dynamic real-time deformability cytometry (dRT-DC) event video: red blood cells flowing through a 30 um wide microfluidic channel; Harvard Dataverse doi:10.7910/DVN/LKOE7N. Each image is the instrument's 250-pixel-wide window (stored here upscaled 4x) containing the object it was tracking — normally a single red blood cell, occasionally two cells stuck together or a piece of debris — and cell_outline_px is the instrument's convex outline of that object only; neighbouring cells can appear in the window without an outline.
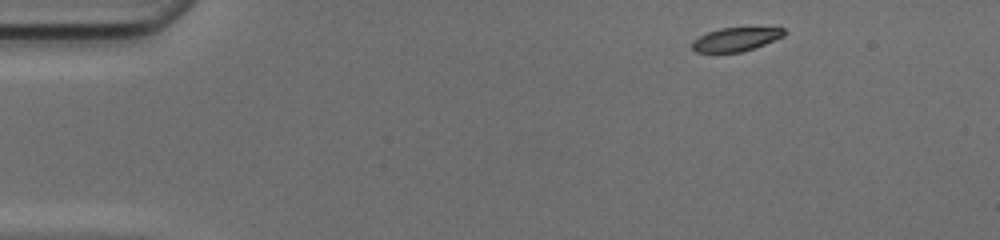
{"species": "common noctule bat (a hibernating species)", "species_latin": "Nyctalus noctula", "temperature_condition": "cold", "stored_images_in_passage": 44, "camera_frame_rate_fps": 3000, "um_per_image_px": 0.085, "animal": {"sex": "female", "body_mass_g": 17.0, "forearm_length_mm": 48.0}, "frame": {"image": 1, "passage_image": 1, "time_ms": 0.0, "image_size_px": [1000, 240], "cell_outline_px": [[788, 32], [784, 36], [764, 44], [740, 52], [696, 52], [692, 48], [692, 40], [708, 32], [720, 28], [784, 28]], "centroid_in_image_um": [62.54, 3.34], "position_along_channel_um": 22.5, "area_um2": 12.48}}
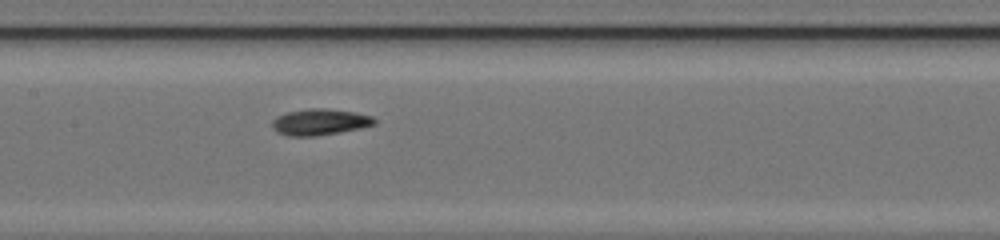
{"frame": {"image": 2, "passage_image": 19, "time_ms": 6.0, "image_size_px": [1000, 240], "cell_outline_px": [[376, 124], [360, 128], [340, 132], [316, 136], [288, 136], [276, 132], [272, 128], [272, 120], [276, 116], [288, 112], [308, 108], [324, 108], [356, 112], [372, 116], [376, 120]], "centroid_in_image_um": [27.17, 10.37], "position_along_channel_um": 180.2, "area_um2": 15.78}}
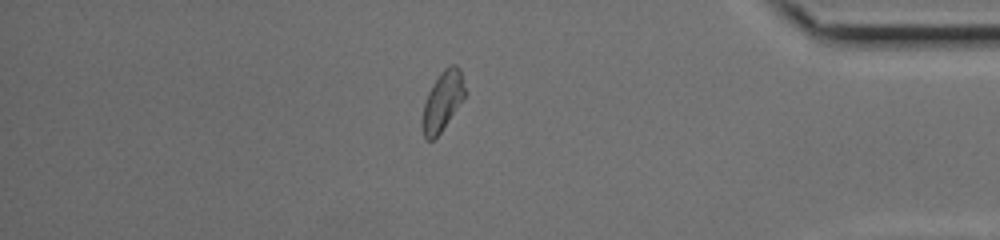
{"frame": {"image": 3, "passage_image": 37, "time_ms": 12.0, "image_size_px": [1000, 240], "cell_outline_px": [[468, 92], [440, 132], [432, 140], [424, 140], [420, 124], [420, 120], [424, 104], [428, 92], [432, 84], [440, 72], [444, 68], [452, 64], [456, 64], [460, 68]], "centroid_in_image_um": [37.61, 8.57], "position_along_channel_um": 397.6, "area_um2": 15.09}, "authors_computed_cell_mechanics": {"area_um2": 14.7679, "velocity_mm_per_s": 4.1756, "shape_relaxation_time_tau1_ms": 3.3115, "shape_relaxation_time_tau2_ms": 0.8823, "deformation_change_tau1": 0.1526, "deformation_change_tau2": 0.0693}}